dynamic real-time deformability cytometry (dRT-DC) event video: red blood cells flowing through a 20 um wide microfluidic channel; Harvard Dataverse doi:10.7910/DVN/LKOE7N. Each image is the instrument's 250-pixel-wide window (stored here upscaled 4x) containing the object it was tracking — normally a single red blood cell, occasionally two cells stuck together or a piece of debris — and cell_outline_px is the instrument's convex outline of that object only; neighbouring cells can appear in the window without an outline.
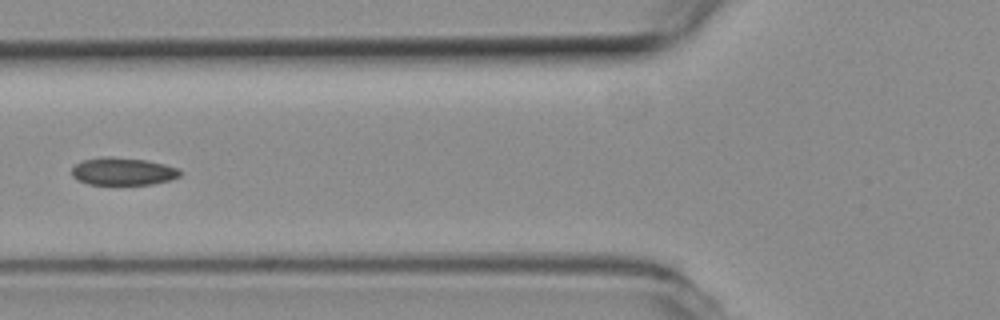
{"species": "common noctule bat (a hibernating species)", "species_latin": "Nyctalus noctula", "temperature_condition": "room temperature", "stored_images_in_passage": 5, "camera_frame_rate_fps": 3000, "um_per_image_px": 0.085, "animal": {"sex": "female", "body_mass_g": 19.3, "forearm_length_mm": 54.1}, "frame": {"image": 1, "passage_image": 5, "time_ms": 1.333, "image_size_px": [1000, 320], "cell_outline_px": [[184, 172], [180, 176], [168, 180], [152, 184], [88, 184], [76, 180], [72, 176], [72, 168], [76, 164], [84, 160], [104, 156], [112, 156], [144, 160], [164, 164], [180, 168]], "centroid_in_image_um": [10.46, 14.56], "position_along_channel_um": 115.3, "area_um2": 17.46}}